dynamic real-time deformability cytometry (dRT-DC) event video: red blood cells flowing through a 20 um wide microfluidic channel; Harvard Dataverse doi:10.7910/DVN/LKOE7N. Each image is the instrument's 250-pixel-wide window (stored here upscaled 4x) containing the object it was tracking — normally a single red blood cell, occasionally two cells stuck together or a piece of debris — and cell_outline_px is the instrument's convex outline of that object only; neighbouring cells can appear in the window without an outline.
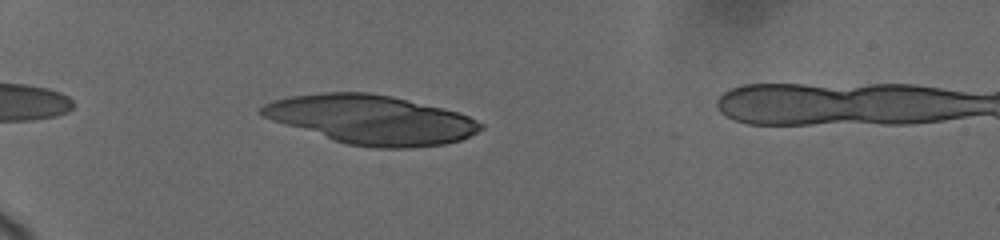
{"species": "human", "species_latin": "Homo sapiens", "temperature_condition": "cold", "stored_images_in_passage": 16, "camera_frame_rate_fps": 3000, "um_per_image_px": 0.085, "donor": {"sex": "female"}, "frame": {"image": 1, "passage_image": 6, "time_ms": 1.0, "image_size_px": [1000, 240], "cell_outline_px": [[484, 128], [460, 140], [444, 144], [408, 148], [376, 148], [348, 144], [272, 120], [260, 116], [256, 112], [264, 104], [272, 100], [288, 96], [320, 92], [368, 92], [392, 96], [456, 112], [468, 116], [484, 124]], "centroid_in_image_um": [31.52, 10.15], "position_along_channel_um": 53.5, "area_um2": 62.14}}